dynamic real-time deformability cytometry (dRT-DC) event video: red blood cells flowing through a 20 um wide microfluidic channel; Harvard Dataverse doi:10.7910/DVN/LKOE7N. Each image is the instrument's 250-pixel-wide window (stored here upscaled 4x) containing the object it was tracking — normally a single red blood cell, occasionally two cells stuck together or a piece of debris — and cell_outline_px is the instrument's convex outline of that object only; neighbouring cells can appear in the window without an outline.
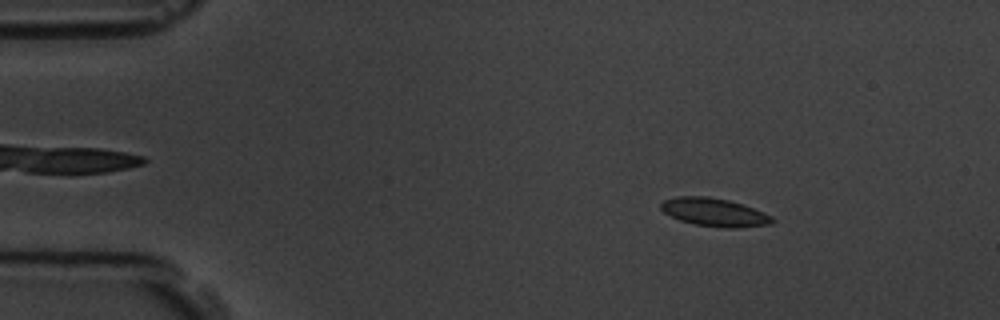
{"species": "common noctule bat (a hibernating species)", "species_latin": "Nyctalus noctula", "temperature_condition": "room temperature", "stored_images_in_passage": 14, "camera_frame_rate_fps": 3000, "um_per_image_px": 0.085, "animal": {"sex": "male", "body_mass_g": 19.5, "forearm_length_mm": 54.6}, "frame": {"image": 1, "passage_image": 2, "time_ms": 1.333, "image_size_px": [1000, 320], "cell_outline_px": [[776, 220], [772, 224], [736, 228], [724, 228], [692, 224], [680, 220], [664, 212], [660, 208], [660, 204], [664, 200], [676, 196], [708, 196], [728, 200], [744, 204], [764, 212], [772, 216]], "centroid_in_image_um": [60.75, 18.04], "position_along_channel_um": 24.3, "area_um2": 18.5}}
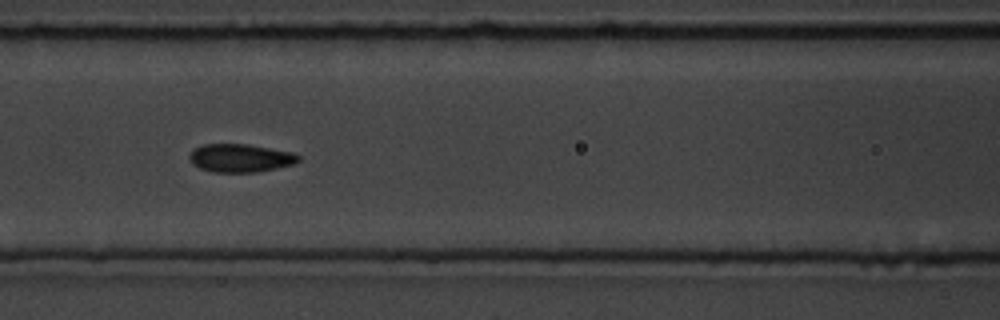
{"frame": {"image": 2, "passage_image": 6, "time_ms": 6.667, "image_size_px": [1000, 320], "cell_outline_px": [[300, 160], [296, 164], [256, 172], [212, 172], [200, 168], [192, 164], [188, 156], [192, 148], [204, 144], [248, 144], [296, 152], [300, 156]], "centroid_in_image_um": [20.45, 13.42], "position_along_channel_um": 146.2, "area_um2": 18.26}}
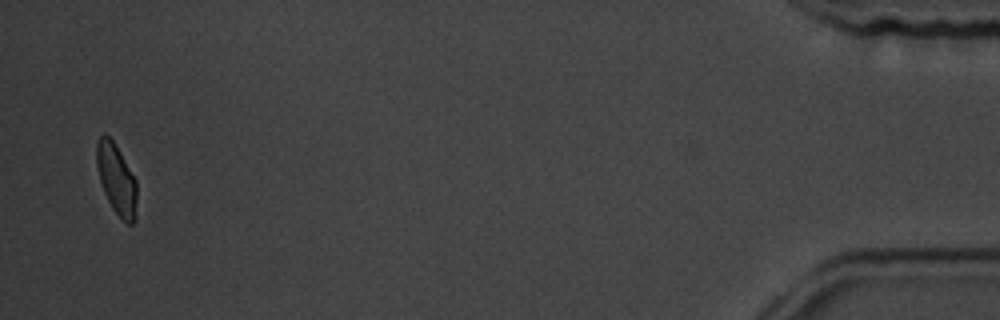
{"frame": {"image": 3, "passage_image": 14, "time_ms": 16.667, "image_size_px": [1000, 320], "cell_outline_px": [[136, 200], [132, 224], [128, 224], [112, 208], [104, 192], [100, 180], [96, 164], [96, 144], [100, 136], [104, 132], [112, 140], [120, 152], [136, 180]], "centroid_in_image_um": [9.87, 15.17], "position_along_channel_um": 425.3, "area_um2": 16.07}, "authors_computed_cell_mechanics": {"area_um2": 17.9469, "velocity_mm_per_s": 3.6775, "shape_relaxation_time_tau1_ms": 2.6384, "shape_relaxation_time_tau2_ms": null, "deformation_change_tau1": 0.0734, "deformation_change_tau2": null}}